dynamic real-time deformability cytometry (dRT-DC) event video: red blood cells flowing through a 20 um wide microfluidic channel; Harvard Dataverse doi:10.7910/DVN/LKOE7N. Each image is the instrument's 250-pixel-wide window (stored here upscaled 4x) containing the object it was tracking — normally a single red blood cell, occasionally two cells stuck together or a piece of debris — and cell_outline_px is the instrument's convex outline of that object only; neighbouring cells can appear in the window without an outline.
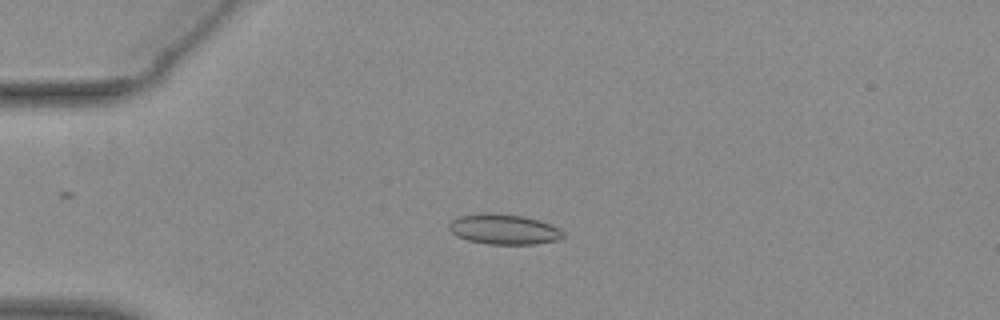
{"species": "common noctule bat (a hibernating species)", "species_latin": "Nyctalus noctula", "temperature_condition": "warm", "stored_images_in_passage": 53, "camera_frame_rate_fps": 3000, "um_per_image_px": 0.085, "animal": {"sex": "female", "body_mass_g": 29.2, "forearm_length_mm": 56.3}, "frame": {"image": 1, "passage_image": 14, "time_ms": 4.333, "image_size_px": [1000, 320], "cell_outline_px": [[564, 236], [556, 240], [536, 244], [488, 244], [468, 240], [456, 236], [448, 228], [448, 224], [452, 220], [460, 216], [484, 212], [492, 212], [524, 216], [540, 220], [552, 224], [560, 228], [564, 232]], "centroid_in_image_um": [42.84, 19.47], "position_along_channel_um": 42.2, "area_um2": 20.35}}
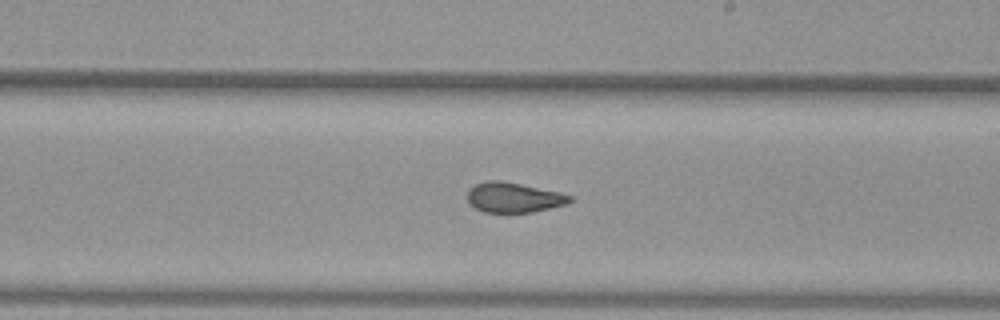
{"frame": {"image": 2, "passage_image": 32, "time_ms": 10.333, "image_size_px": [1000, 320], "cell_outline_px": [[572, 200], [568, 204], [532, 212], [484, 212], [476, 208], [468, 200], [468, 188], [476, 184], [488, 180], [500, 180], [560, 192], [572, 196]], "centroid_in_image_um": [43.68, 16.78], "position_along_channel_um": 245.3, "area_um2": 17.8}}
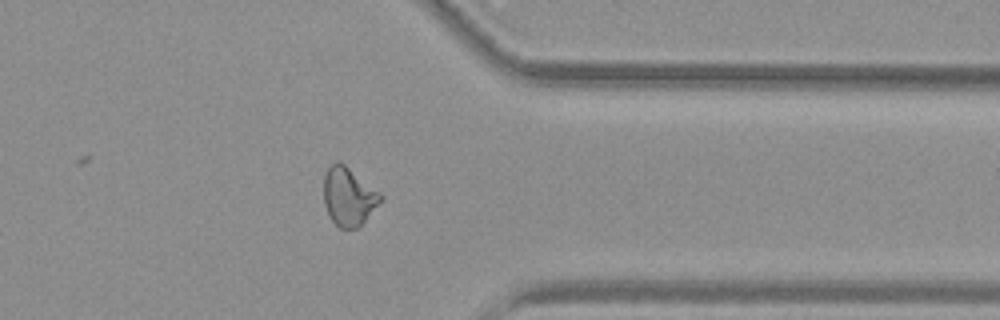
{"frame": {"image": 3, "passage_image": 43, "time_ms": 14.0, "image_size_px": [1000, 320], "cell_outline_px": [[384, 196], [364, 220], [356, 228], [340, 228], [328, 216], [324, 204], [324, 176], [328, 168], [336, 160], [344, 164], [380, 192]], "centroid_in_image_um": [29.6, 16.69], "position_along_channel_um": 381.8, "area_um2": 18.96}, "authors_computed_cell_mechanics": {"area_um2": 19.363, "velocity_mm_per_s": 3.9166, "shape_relaxation_time_tau1_ms": null, "shape_relaxation_time_tau2_ms": 1.4047, "deformation_change_tau1": null, "deformation_change_tau2": 0.0882}}